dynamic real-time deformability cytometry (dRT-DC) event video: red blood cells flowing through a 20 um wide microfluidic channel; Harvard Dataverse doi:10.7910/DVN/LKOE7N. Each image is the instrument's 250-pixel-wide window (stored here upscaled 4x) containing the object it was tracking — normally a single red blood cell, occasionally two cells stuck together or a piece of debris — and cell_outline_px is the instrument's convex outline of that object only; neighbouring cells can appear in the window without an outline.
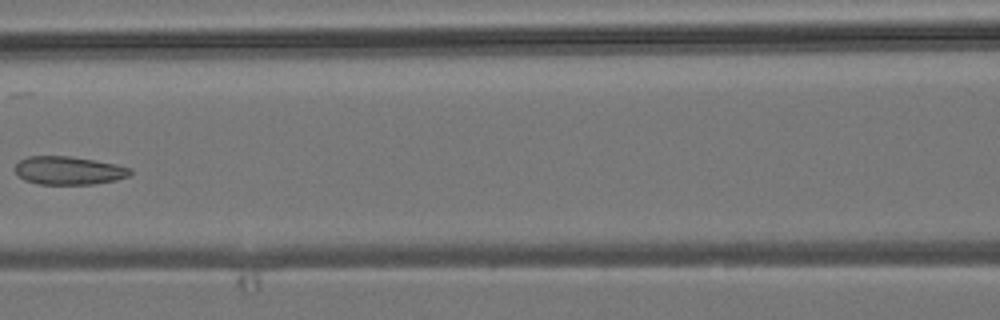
{"species": "common noctule bat (a hibernating species)", "species_latin": "Nyctalus noctula", "temperature_condition": "room temperature", "stored_images_in_passage": 5, "camera_frame_rate_fps": 3000, "um_per_image_px": 0.085, "animal": {"sex": "male", "body_mass_g": 19.2, "forearm_length_mm": 51.8}, "frame": {"image": 1, "passage_image": 5, "time_ms": 4.667, "image_size_px": [1000, 320], "cell_outline_px": [[132, 176], [116, 180], [96, 184], [40, 184], [24, 180], [16, 172], [16, 164], [20, 160], [28, 156], [68, 156], [116, 164], [132, 168]], "centroid_in_image_um": [5.89, 14.5], "position_along_channel_um": 160.7, "area_um2": 18.96}}